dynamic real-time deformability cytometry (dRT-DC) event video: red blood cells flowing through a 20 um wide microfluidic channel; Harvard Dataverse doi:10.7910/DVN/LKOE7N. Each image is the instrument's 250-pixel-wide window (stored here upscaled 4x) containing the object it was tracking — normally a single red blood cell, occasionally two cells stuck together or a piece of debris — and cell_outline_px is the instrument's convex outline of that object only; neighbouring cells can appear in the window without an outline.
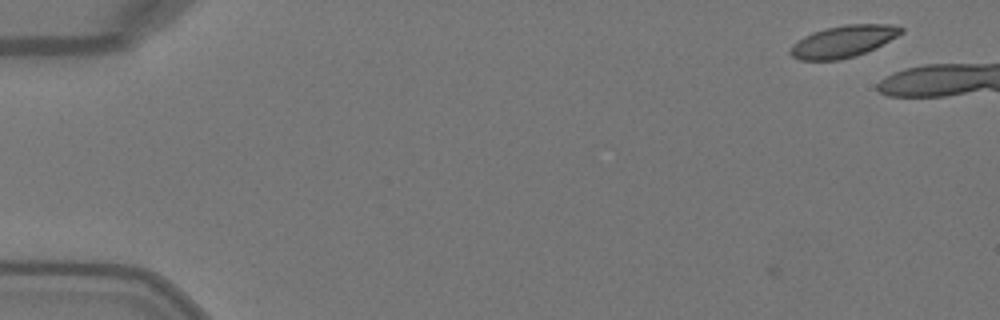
{"species": "Egyptian fruit bat (a non-hibernating species)", "species_latin": "Rousettus aegyptiacus", "temperature_condition": "warm", "stored_images_in_passage": 2, "camera_frame_rate_fps": 3000, "um_per_image_px": 0.085, "animal": {"sex": "female"}, "frame": {"image": 1, "passage_image": 2, "time_ms": 0.333, "image_size_px": [1000, 320], "cell_outline_px": [[904, 32], [876, 48], [856, 56], [840, 60], [800, 60], [792, 56], [788, 52], [792, 44], [804, 36], [812, 32], [824, 28], [844, 24], [888, 24], [904, 28]], "centroid_in_image_um": [71.66, 3.52], "position_along_channel_um": 13.3, "area_um2": 20.75}}